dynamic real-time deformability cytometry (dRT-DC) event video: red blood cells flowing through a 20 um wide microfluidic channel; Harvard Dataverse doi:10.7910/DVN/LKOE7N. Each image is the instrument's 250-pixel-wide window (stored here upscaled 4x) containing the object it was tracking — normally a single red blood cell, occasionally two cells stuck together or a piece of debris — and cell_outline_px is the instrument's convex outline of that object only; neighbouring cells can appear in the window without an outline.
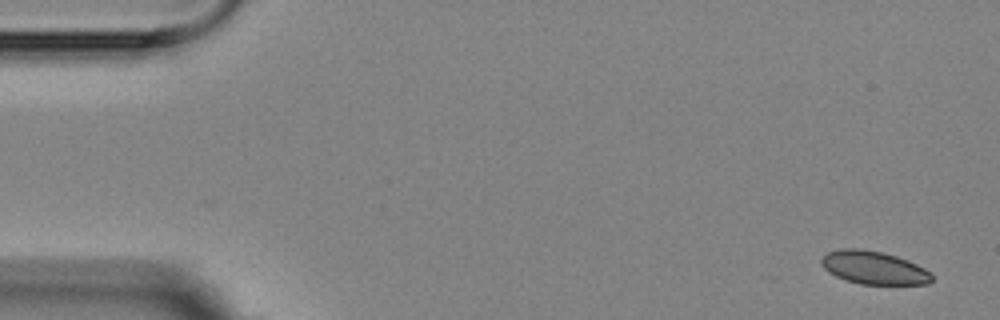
{"species": "Egyptian fruit bat (a non-hibernating species)", "species_latin": "Rousettus aegyptiacus", "temperature_condition": "room temperature", "stored_images_in_passage": 2, "camera_frame_rate_fps": 3000, "um_per_image_px": 0.085, "animal": {"sex": "female"}, "frame": {"image": 1, "passage_image": 2, "time_ms": 1.0, "image_size_px": [1000, 320], "cell_outline_px": [[932, 280], [928, 284], [860, 284], [836, 276], [828, 272], [820, 264], [820, 260], [828, 252], [840, 248], [856, 248], [880, 252], [896, 256], [908, 260], [932, 272]], "centroid_in_image_um": [74.27, 22.75], "position_along_channel_um": 10.7, "area_um2": 21.21}}